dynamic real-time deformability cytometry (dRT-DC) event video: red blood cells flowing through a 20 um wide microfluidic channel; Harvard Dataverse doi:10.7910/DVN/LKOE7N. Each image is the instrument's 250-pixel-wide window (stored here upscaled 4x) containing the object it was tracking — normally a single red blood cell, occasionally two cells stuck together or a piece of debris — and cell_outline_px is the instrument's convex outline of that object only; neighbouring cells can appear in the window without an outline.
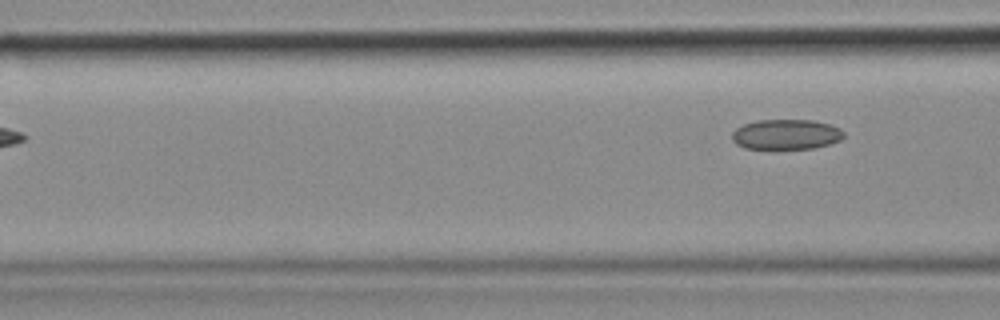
{"species": "common noctule bat (a hibernating species)", "species_latin": "Nyctalus noctula", "temperature_condition": "cold", "stored_images_in_passage": 6, "camera_frame_rate_fps": 3000, "um_per_image_px": 0.085, "animal": {"sex": "female", "body_mass_g": 18.4}, "frame": {"image": 1, "passage_image": 6, "time_ms": 1.667, "image_size_px": [1000, 320], "cell_outline_px": [[844, 136], [840, 140], [816, 148], [776, 152], [744, 148], [736, 144], [732, 140], [732, 132], [736, 128], [744, 124], [756, 120], [812, 120], [832, 124], [840, 128], [844, 132]], "centroid_in_image_um": [66.8, 11.48], "position_along_channel_um": 99.8, "area_um2": 20.69}}